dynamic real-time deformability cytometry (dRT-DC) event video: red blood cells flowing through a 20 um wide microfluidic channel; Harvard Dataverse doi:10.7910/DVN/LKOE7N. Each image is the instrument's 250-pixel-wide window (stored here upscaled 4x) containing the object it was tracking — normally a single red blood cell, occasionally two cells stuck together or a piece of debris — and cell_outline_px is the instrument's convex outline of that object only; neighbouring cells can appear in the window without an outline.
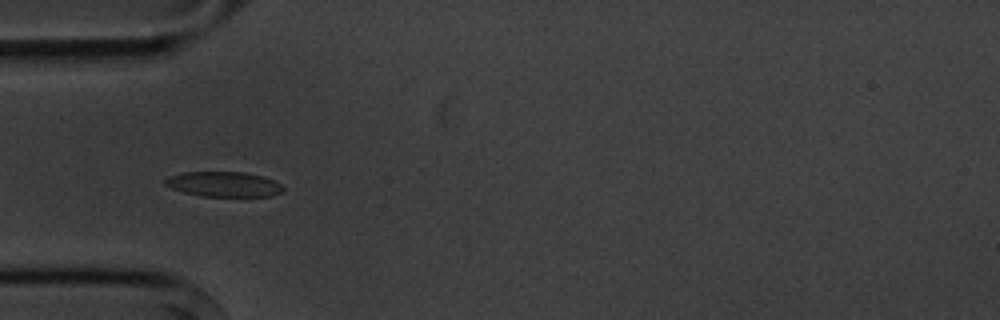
{"species": "common noctule bat (a hibernating species)", "species_latin": "Nyctalus noctula", "temperature_condition": "cold", "stored_images_in_passage": 15, "camera_frame_rate_fps": 3000, "um_per_image_px": 0.085, "animal": {"sex": "male", "body_mass_g": 20.1, "forearm_length_mm": 53.5}, "frame": {"image": 1, "passage_image": 5, "time_ms": 5.333, "image_size_px": [1000, 320], "cell_outline_px": [[284, 192], [272, 196], [200, 196], [184, 192], [172, 188], [164, 184], [164, 180], [168, 176], [184, 172], [244, 172], [260, 176], [272, 180], [280, 184], [284, 188]], "centroid_in_image_um": [19.01, 15.66], "position_along_channel_um": 66.0, "area_um2": 17.17}}
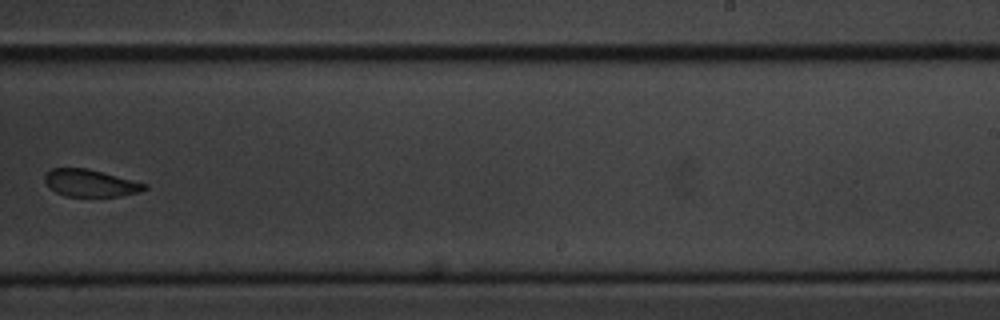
{"frame": {"image": 2, "passage_image": 10, "time_ms": 11.333, "image_size_px": [1000, 320], "cell_outline_px": [[148, 188], [140, 192], [120, 196], [68, 196], [56, 192], [44, 180], [44, 176], [52, 168], [84, 168], [148, 184]], "centroid_in_image_um": [7.71, 15.57], "position_along_channel_um": 281.3, "area_um2": 15.43}}
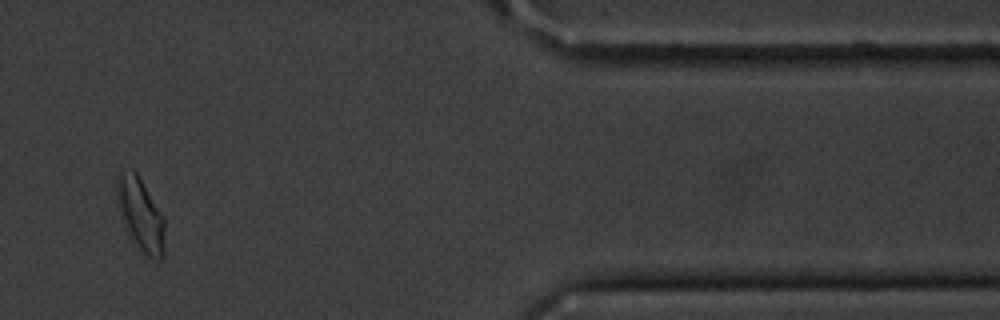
{"frame": {"image": 3, "passage_image": 13, "time_ms": 15.667, "image_size_px": [1000, 320], "cell_outline_px": [[164, 256], [160, 260], [156, 260], [148, 256], [136, 244], [116, 204], [116, 172], [120, 168], [132, 168], [136, 172], [164, 216]], "centroid_in_image_um": [11.93, 18.12], "position_along_channel_um": 399.5, "area_um2": 20.29}, "authors_computed_cell_mechanics": {"area_um2": 17.5134, "velocity_mm_per_s": 3.5776, "shape_relaxation_time_tau1_ms": 1.742, "shape_relaxation_time_tau2_ms": null, "deformation_change_tau1": 0.0526, "deformation_change_tau2": null}}